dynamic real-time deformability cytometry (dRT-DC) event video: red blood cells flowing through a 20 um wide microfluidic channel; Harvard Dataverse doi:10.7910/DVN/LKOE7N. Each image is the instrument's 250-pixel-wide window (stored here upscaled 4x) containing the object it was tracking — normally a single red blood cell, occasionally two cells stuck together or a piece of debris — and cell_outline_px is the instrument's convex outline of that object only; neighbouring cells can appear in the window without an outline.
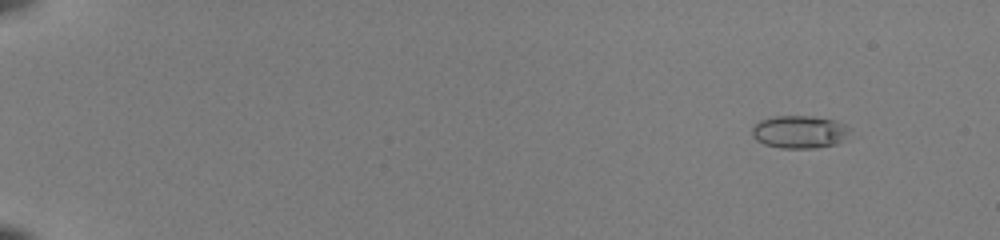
{"species": "common noctule bat (a hibernating species)", "species_latin": "Nyctalus noctula", "temperature_condition": "room temperature", "stored_images_in_passage": 51, "camera_frame_rate_fps": 3000, "um_per_image_px": 0.085, "animal": {"sex": "female", "body_mass_g": 22.0, "forearm_length_mm": 56.7}, "frame": {"image": 1, "passage_image": 3, "time_ms": 0.667, "image_size_px": [1000, 240], "cell_outline_px": [[852, 128], [844, 140], [836, 144], [816, 148], [780, 148], [764, 144], [756, 140], [752, 136], [752, 128], [760, 120], [772, 116], [812, 116], [836, 120]], "centroid_in_image_um": [67.97, 11.21], "position_along_channel_um": 17.0, "area_um2": 18.9}}
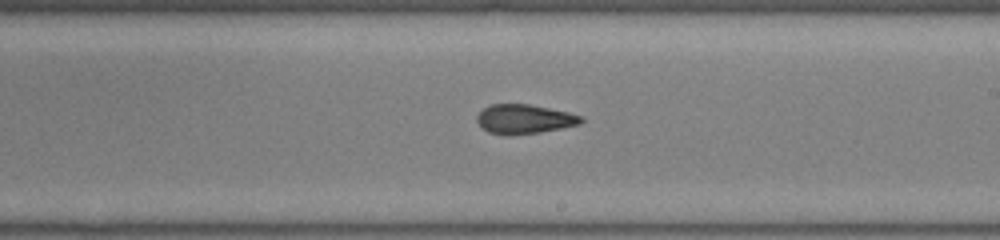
{"frame": {"image": 2, "passage_image": 32, "time_ms": 10.333, "image_size_px": [1000, 240], "cell_outline_px": [[584, 120], [580, 124], [540, 132], [504, 136], [488, 132], [480, 128], [476, 120], [476, 116], [484, 108], [492, 104], [528, 104], [568, 112], [584, 116]], "centroid_in_image_um": [44.54, 10.13], "position_along_channel_um": 244.5, "area_um2": 17.92}}
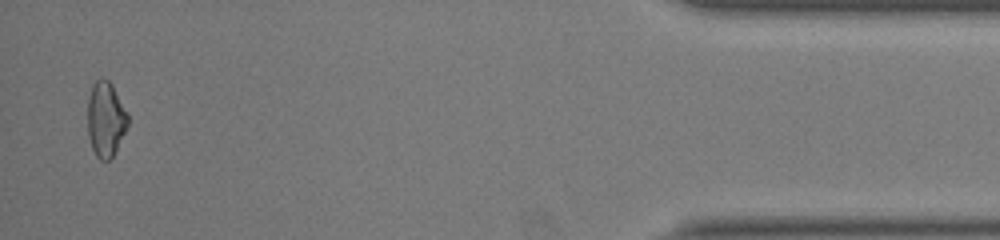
{"frame": {"image": 3, "passage_image": 50, "time_ms": 16.333, "image_size_px": [1000, 240], "cell_outline_px": [[128, 124], [112, 156], [108, 160], [100, 160], [96, 156], [92, 148], [88, 136], [88, 100], [92, 84], [100, 76], [104, 76], [112, 84], [128, 112]], "centroid_in_image_um": [8.97, 10.07], "position_along_channel_um": 426.2, "area_um2": 17.63}, "authors_computed_cell_mechanics": {"area_um2": 18.6116, "velocity_mm_per_s": 4.0195, "shape_relaxation_time_tau1_ms": null, "shape_relaxation_time_tau2_ms": 1.5172, "deformation_change_tau1": null, "deformation_change_tau2": 0.0556}}